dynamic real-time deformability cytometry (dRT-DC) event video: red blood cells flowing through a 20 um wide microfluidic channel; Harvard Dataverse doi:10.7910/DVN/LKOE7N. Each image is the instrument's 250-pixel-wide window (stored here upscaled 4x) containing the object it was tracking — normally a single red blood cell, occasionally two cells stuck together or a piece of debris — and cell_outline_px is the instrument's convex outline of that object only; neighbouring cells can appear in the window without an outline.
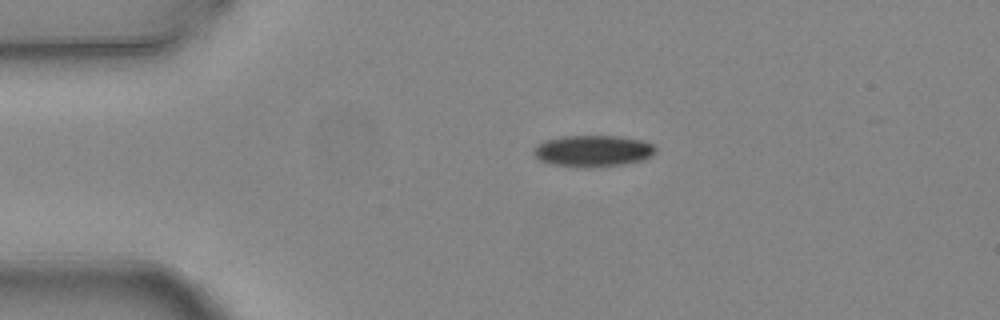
{"species": "common noctule bat (a hibernating species)", "species_latin": "Nyctalus noctula", "temperature_condition": "warm", "stored_images_in_passage": 2, "camera_frame_rate_fps": 3000, "um_per_image_px": 0.085, "animal": {"sex": "female", "body_mass_g": 24.6, "forearm_length_mm": 56.2}, "frame": {"image": 1, "passage_image": 1, "time_ms": 0.0, "image_size_px": [1000, 320], "cell_outline_px": [[656, 152], [652, 156], [644, 160], [624, 164], [592, 168], [576, 168], [548, 164], [540, 160], [536, 156], [532, 148], [544, 140], [564, 136], [620, 136], [644, 140], [652, 144], [656, 148]], "centroid_in_image_um": [50.41, 12.85], "position_along_channel_um": 34.6, "area_um2": 22.89}}